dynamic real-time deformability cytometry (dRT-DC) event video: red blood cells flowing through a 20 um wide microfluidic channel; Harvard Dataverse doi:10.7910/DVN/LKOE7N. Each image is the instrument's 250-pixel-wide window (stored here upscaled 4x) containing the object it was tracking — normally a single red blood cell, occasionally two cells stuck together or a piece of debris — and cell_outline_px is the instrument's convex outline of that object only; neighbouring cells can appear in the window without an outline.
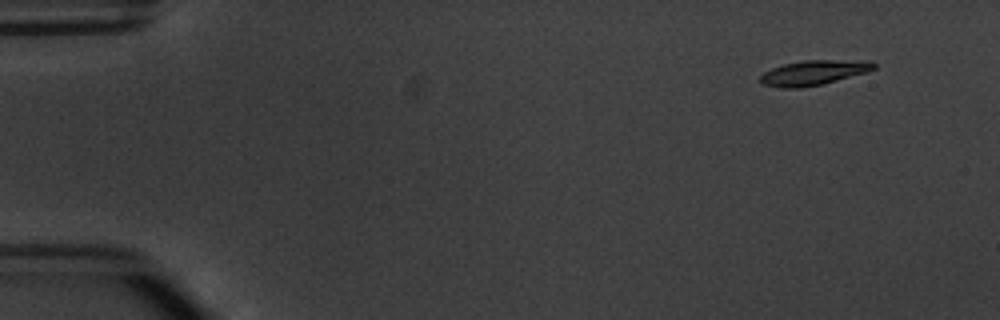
{"species": "common noctule bat (a hibernating species)", "species_latin": "Nyctalus noctula", "temperature_condition": "warm", "stored_images_in_passage": 5, "segment_of_instrument_passage": [1, 2], "camera_frame_rate_fps": 3000, "um_per_image_px": 0.085, "animal": {"sex": "male", "body_mass_g": 20.1, "forearm_length_mm": 53.5}, "frame": {"image": 1, "passage_image": 1, "time_ms": 0.0, "image_size_px": [1000, 320], "cell_outline_px": [[876, 68], [868, 72], [820, 84], [800, 88], [780, 88], [760, 84], [760, 76], [764, 72], [772, 68], [784, 64], [804, 60], [872, 60], [876, 64]], "centroid_in_image_um": [69.17, 6.17], "position_along_channel_um": 15.8, "area_um2": 16.53}}
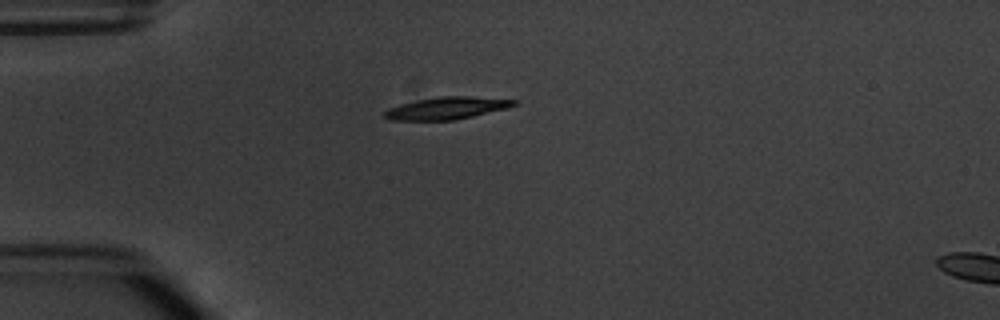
{"frame": {"image": 2, "passage_image": 4, "time_ms": 3.333, "image_size_px": [1000, 320], "cell_outline_px": [[520, 104], [508, 108], [456, 120], [392, 120], [384, 116], [384, 112], [388, 108], [400, 104], [416, 100], [436, 96], [468, 96], [520, 100]], "centroid_in_image_um": [38.04, 9.18], "position_along_channel_um": 47.0, "area_um2": 16.99}}